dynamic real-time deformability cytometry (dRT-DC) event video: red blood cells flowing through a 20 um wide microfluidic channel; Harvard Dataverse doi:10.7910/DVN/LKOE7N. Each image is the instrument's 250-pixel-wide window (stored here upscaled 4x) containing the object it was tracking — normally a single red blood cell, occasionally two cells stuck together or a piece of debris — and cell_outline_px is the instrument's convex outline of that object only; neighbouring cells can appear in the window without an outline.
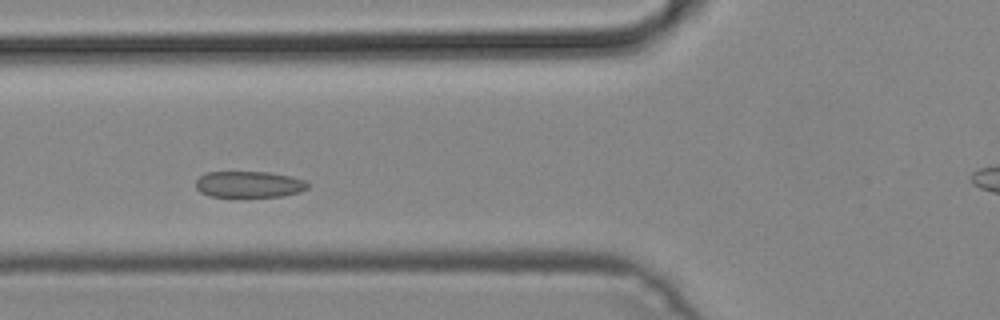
{"species": "common noctule bat (a hibernating species)", "species_latin": "Nyctalus noctula", "temperature_condition": "cold", "stored_images_in_passage": 33, "camera_frame_rate_fps": 3000, "um_per_image_px": 0.085, "animal": {"sex": "male", "body_mass_g": 19.2, "forearm_length_mm": 51.8}, "frame": {"image": 1, "passage_image": 5, "time_ms": 1.333, "image_size_px": [1000, 320], "cell_outline_px": [[308, 188], [300, 192], [284, 196], [240, 200], [208, 196], [200, 192], [196, 188], [196, 180], [200, 176], [208, 172], [268, 172], [308, 180]], "centroid_in_image_um": [21.16, 15.73], "position_along_channel_um": 104.6, "area_um2": 18.21}}
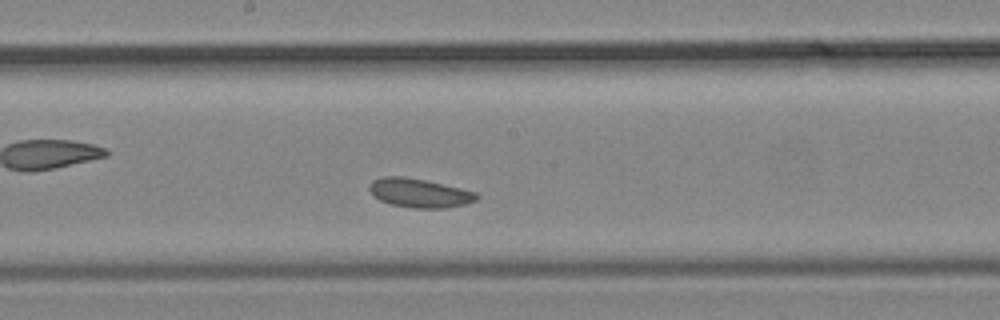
{"frame": {"image": 2, "passage_image": 13, "time_ms": 4.0, "image_size_px": [1000, 320], "cell_outline_px": [[480, 196], [476, 200], [464, 204], [444, 208], [412, 208], [388, 204], [380, 200], [368, 188], [368, 184], [372, 180], [384, 176], [404, 176], [424, 180], [460, 188], [476, 192]], "centroid_in_image_um": [35.62, 16.4], "position_along_channel_um": 212.6, "area_um2": 18.03}}
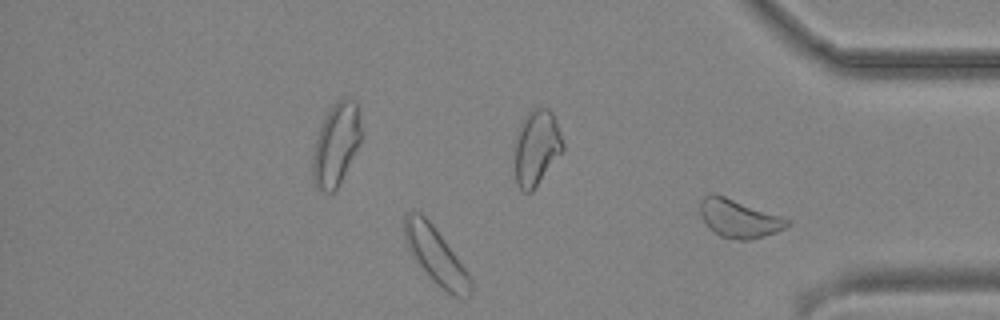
{"frame": {"image": 3, "passage_image": 25, "time_ms": 8.0, "image_size_px": [1000, 320], "cell_outline_px": [[472, 292], [464, 300], [452, 296], [440, 288], [428, 276], [408, 248], [404, 236], [404, 212], [420, 212], [432, 224], [468, 272], [472, 280]], "centroid_in_image_um": [37.07, 21.78], "position_along_channel_um": 398.1, "area_um2": 21.68}}